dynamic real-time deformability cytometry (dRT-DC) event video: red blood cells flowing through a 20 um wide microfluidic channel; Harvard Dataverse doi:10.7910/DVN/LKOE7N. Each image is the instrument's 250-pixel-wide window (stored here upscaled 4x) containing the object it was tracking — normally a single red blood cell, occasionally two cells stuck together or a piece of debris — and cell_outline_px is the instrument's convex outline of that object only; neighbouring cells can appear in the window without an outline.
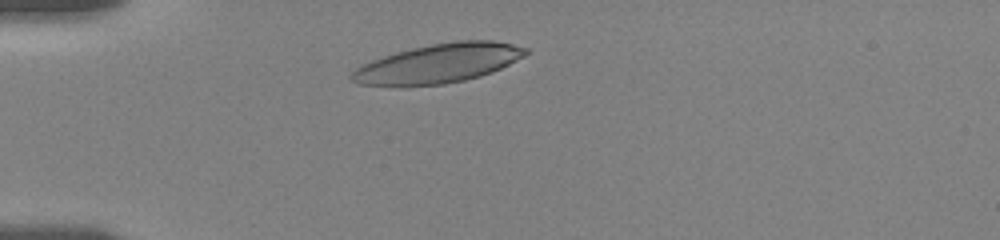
{"species": "human", "species_latin": "Homo sapiens", "temperature_condition": "room temperature", "stored_images_in_passage": 32, "camera_frame_rate_fps": 3000, "um_per_image_px": 0.085, "donor": {"sex": "female"}, "frame": {"image": 1, "passage_image": 1, "time_ms": 0.0, "image_size_px": [1000, 240], "cell_outline_px": [[528, 52], [524, 56], [492, 72], [480, 76], [464, 80], [444, 84], [400, 88], [356, 84], [348, 76], [356, 68], [372, 60], [396, 52], [412, 48], [432, 44], [456, 40], [492, 40], [512, 44], [528, 48]], "centroid_in_image_um": [37.2, 5.42], "position_along_channel_um": 47.8, "area_um2": 40.17}}
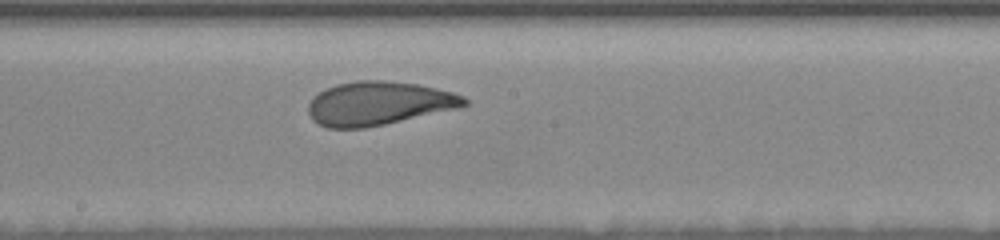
{"frame": {"image": 2, "passage_image": 15, "time_ms": 5.333, "image_size_px": [1000, 240], "cell_outline_px": [[468, 104], [452, 108], [384, 124], [364, 128], [328, 128], [312, 120], [308, 112], [308, 104], [312, 96], [336, 84], [356, 80], [380, 80], [416, 84], [436, 88], [452, 92], [464, 96], [468, 100]], "centroid_in_image_um": [32.1, 8.78], "position_along_channel_um": 216.1, "area_um2": 39.07}}
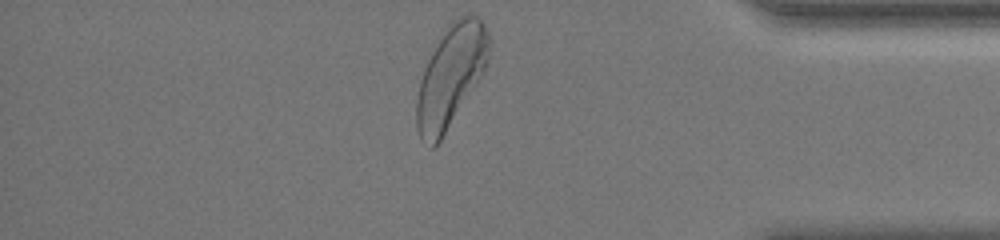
{"frame": {"image": 3, "passage_image": 31, "time_ms": 11.0, "image_size_px": [1000, 240], "cell_outline_px": [[488, 60], [480, 76], [440, 140], [432, 148], [428, 148], [420, 140], [416, 128], [416, 100], [420, 80], [428, 60], [444, 28], [452, 20], [460, 16], [472, 12], [484, 24], [488, 32]], "centroid_in_image_um": [38.27, 6.46], "position_along_channel_um": 396.9, "area_um2": 42.19}, "authors_computed_cell_mechanics": {"area_um2": 39.8531, "velocity_mm_per_s": 3.5789, "shape_relaxation_time_tau1_ms": 2.9392, "shape_relaxation_time_tau2_ms": 1.0121, "deformation_change_tau1": 0.1391, "deformation_change_tau2": 0.0817}}